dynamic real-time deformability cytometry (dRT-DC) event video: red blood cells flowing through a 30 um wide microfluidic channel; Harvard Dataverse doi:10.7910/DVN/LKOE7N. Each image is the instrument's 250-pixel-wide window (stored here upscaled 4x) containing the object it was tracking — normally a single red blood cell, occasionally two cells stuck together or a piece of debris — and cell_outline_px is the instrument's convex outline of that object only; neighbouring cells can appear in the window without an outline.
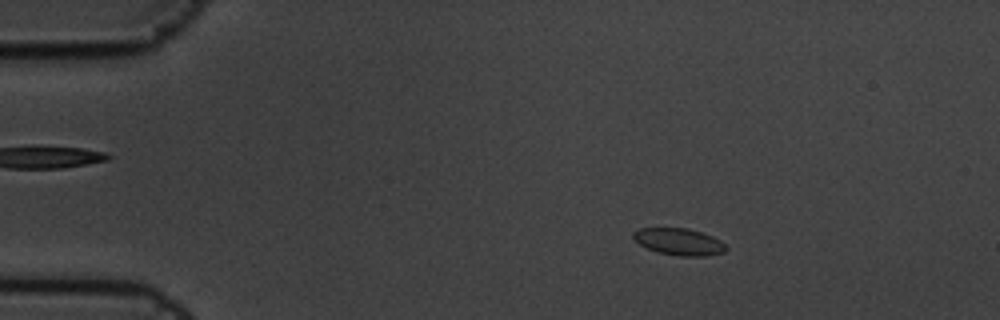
{"species": "common noctule bat (a hibernating species)", "species_latin": "Nyctalus noctula", "temperature_condition": "cold", "stored_images_in_passage": 6, "camera_frame_rate_fps": 3000, "um_per_image_px": 0.085, "animal": {"sex": "male", "body_mass_g": 19.5, "forearm_length_mm": 54.6}, "frame": {"image": 1, "passage_image": 2, "time_ms": 0.333, "image_size_px": [1000, 320], "cell_outline_px": [[728, 248], [724, 252], [708, 256], [680, 256], [656, 252], [640, 244], [632, 236], [632, 232], [640, 228], [688, 228], [712, 236], [720, 240]], "centroid_in_image_um": [57.72, 20.55], "position_along_channel_um": 27.3, "area_um2": 14.51}}
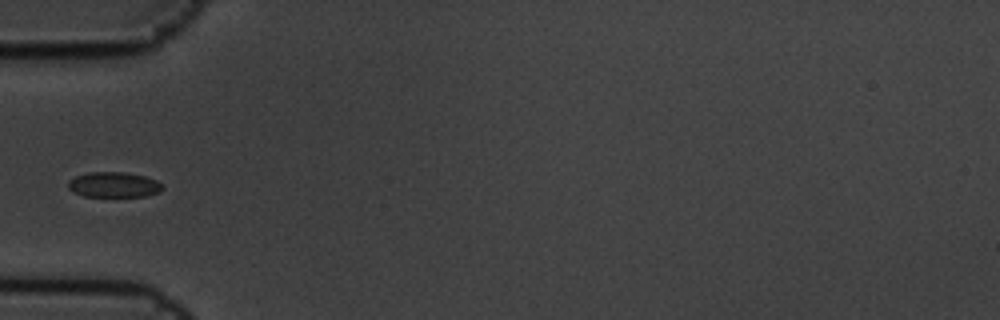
{"frame": {"image": 2, "passage_image": 5, "time_ms": 1.333, "image_size_px": [1000, 320], "cell_outline_px": [[164, 188], [160, 192], [144, 196], [84, 196], [72, 192], [68, 188], [68, 180], [76, 176], [88, 172], [124, 172], [144, 176], [156, 180]], "centroid_in_image_um": [9.64, 15.7], "position_along_channel_um": 75.4, "area_um2": 13.87}}
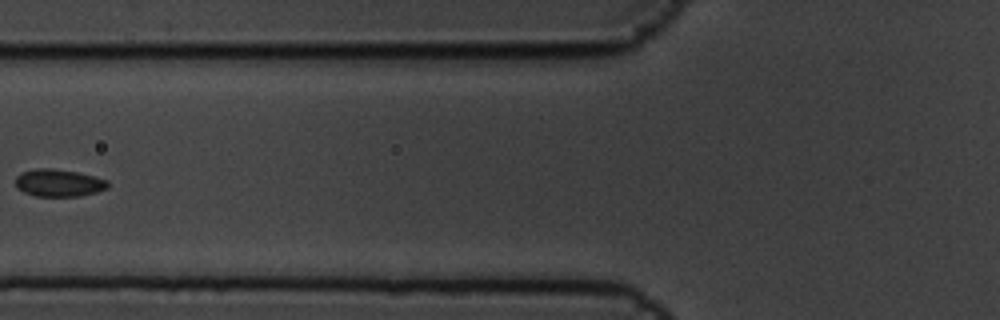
{"frame": {"image": 3, "passage_image": 6, "time_ms": 1.667, "image_size_px": [1000, 320], "cell_outline_px": [[108, 188], [96, 192], [80, 196], [36, 196], [24, 192], [16, 188], [16, 176], [20, 172], [36, 168], [52, 168], [80, 172], [108, 180]], "centroid_in_image_um": [4.98, 15.53], "position_along_channel_um": 120.8, "area_um2": 14.91}}